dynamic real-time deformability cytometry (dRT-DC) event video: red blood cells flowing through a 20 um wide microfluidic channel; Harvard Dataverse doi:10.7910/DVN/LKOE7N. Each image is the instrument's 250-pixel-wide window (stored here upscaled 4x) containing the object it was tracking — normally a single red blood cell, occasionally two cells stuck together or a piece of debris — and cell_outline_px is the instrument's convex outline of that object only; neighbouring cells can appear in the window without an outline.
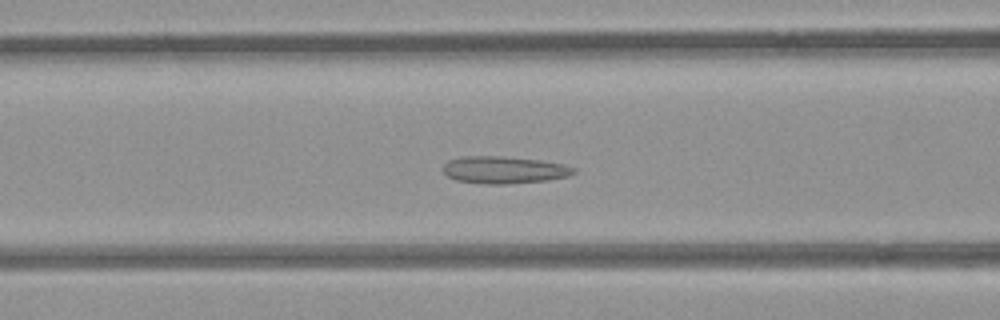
{"species": "common noctule bat (a hibernating species)", "species_latin": "Nyctalus noctula", "temperature_condition": "room temperature", "stored_images_in_passage": 54, "camera_frame_rate_fps": 3000, "um_per_image_px": 0.085, "animal": {"sex": "female", "body_mass_g": 21.9}, "frame": {"image": 1, "passage_image": 22, "time_ms": 7.0, "image_size_px": [1000, 320], "cell_outline_px": [[576, 172], [568, 176], [548, 180], [508, 184], [488, 184], [456, 180], [448, 176], [444, 172], [444, 164], [448, 160], [460, 156], [500, 156], [540, 160], [564, 164], [576, 168]], "centroid_in_image_um": [42.86, 14.44], "position_along_channel_um": 123.7, "area_um2": 20.75}}
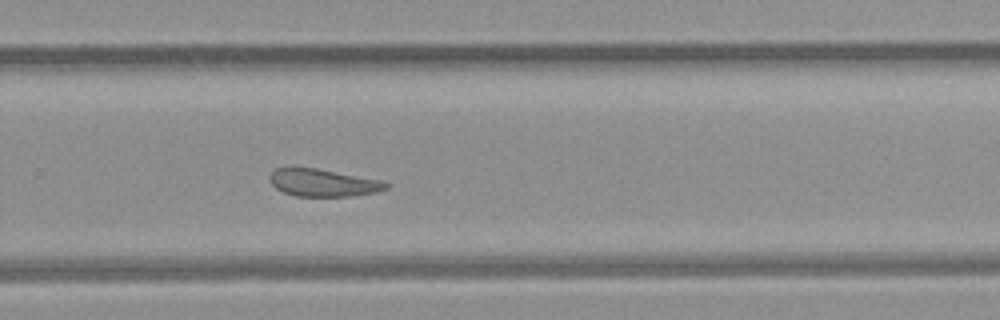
{"frame": {"image": 2, "passage_image": 36, "time_ms": 11.667, "image_size_px": [1000, 320], "cell_outline_px": [[388, 188], [376, 192], [352, 196], [296, 196], [284, 192], [276, 188], [268, 180], [268, 176], [276, 168], [284, 164], [292, 164], [316, 168], [384, 180], [388, 184]], "centroid_in_image_um": [27.39, 15.48], "position_along_channel_um": 302.4, "area_um2": 19.31}}
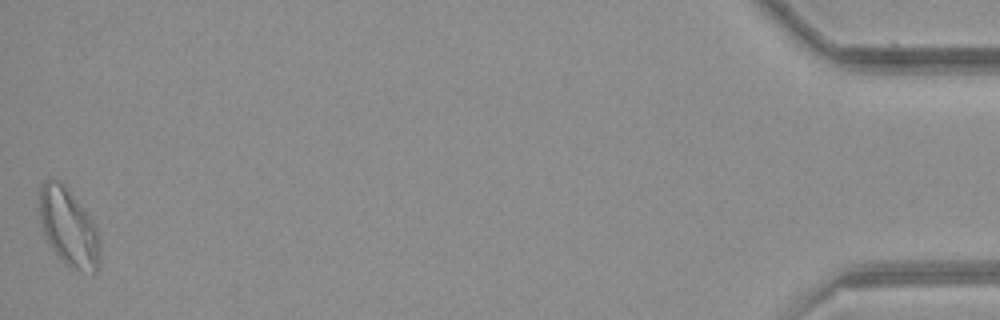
{"frame": {"image": 3, "passage_image": 54, "time_ms": 17.667, "image_size_px": [1000, 320], "cell_outline_px": [[100, 268], [92, 276], [68, 268], [60, 260], [52, 248], [40, 224], [36, 212], [36, 192], [40, 184], [48, 176], [60, 180], [68, 188], [92, 220], [100, 236]], "centroid_in_image_um": [5.78, 19.31], "position_along_channel_um": 429.4, "area_um2": 29.13}, "authors_computed_cell_mechanics": {"area_um2": 21.2415, "velocity_mm_per_s": 3.8267, "shape_relaxation_time_tau1_ms": null, "shape_relaxation_time_tau2_ms": 4.769, "deformation_change_tau1": null, "deformation_change_tau2": 0.1186}}